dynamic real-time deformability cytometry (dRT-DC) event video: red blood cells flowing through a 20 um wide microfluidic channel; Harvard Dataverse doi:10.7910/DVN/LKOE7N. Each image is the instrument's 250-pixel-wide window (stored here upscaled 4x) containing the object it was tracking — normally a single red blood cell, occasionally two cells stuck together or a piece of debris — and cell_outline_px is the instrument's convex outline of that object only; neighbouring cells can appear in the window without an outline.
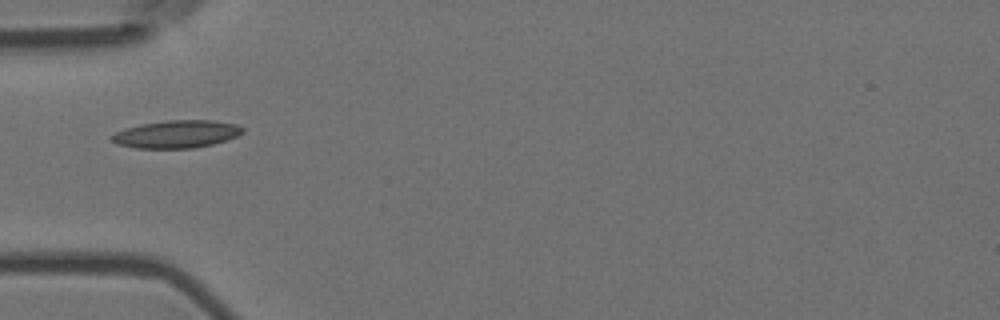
{"species": "Egyptian fruit bat (a non-hibernating species)", "species_latin": "Rousettus aegyptiacus", "temperature_condition": "room temperature", "stored_images_in_passage": 3, "camera_frame_rate_fps": 3000, "um_per_image_px": 0.085, "animal": {"sex": "female"}, "frame": {"image": 1, "passage_image": 3, "time_ms": 0.667, "image_size_px": [1000, 320], "cell_outline_px": [[244, 132], [236, 136], [212, 144], [192, 148], [136, 148], [116, 144], [112, 140], [112, 136], [116, 132], [124, 128], [140, 124], [168, 120], [212, 120], [236, 124], [244, 128]], "centroid_in_image_um": [15.0, 11.39], "position_along_channel_um": 70.0, "area_um2": 20.98}}